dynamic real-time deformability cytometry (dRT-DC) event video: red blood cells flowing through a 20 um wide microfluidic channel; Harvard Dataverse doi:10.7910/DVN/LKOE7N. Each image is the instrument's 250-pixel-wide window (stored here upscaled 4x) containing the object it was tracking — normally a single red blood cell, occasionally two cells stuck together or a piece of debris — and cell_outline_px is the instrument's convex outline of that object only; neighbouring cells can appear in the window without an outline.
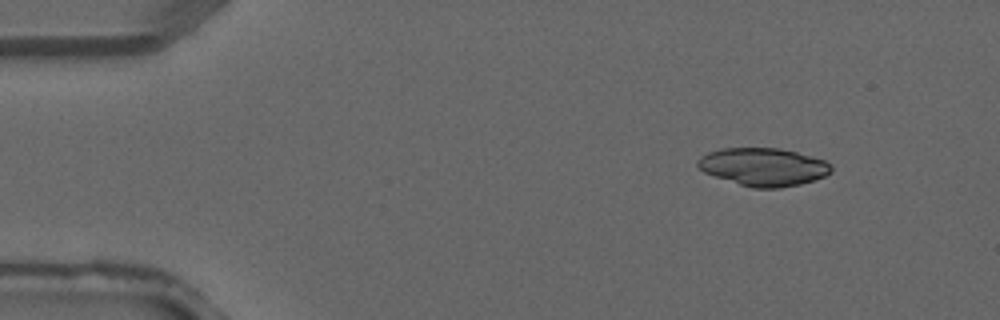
{"species": "common noctule bat (a hibernating species)", "species_latin": "Nyctalus noctula", "temperature_condition": "warm", "stored_images_in_passage": 3, "camera_frame_rate_fps": 3000, "um_per_image_px": 0.085, "animal": {"sex": "male", "forearm_length_mm": 52.5}, "frame": {"image": 1, "passage_image": 1, "time_ms": 0.0, "image_size_px": [1000, 320], "cell_outline_px": [[832, 172], [824, 176], [800, 184], [780, 188], [752, 188], [704, 172], [696, 164], [696, 160], [700, 156], [708, 152], [720, 148], [780, 148], [796, 152], [824, 160], [832, 164]], "centroid_in_image_um": [64.88, 14.18], "position_along_channel_um": 20.1, "area_um2": 29.42}}